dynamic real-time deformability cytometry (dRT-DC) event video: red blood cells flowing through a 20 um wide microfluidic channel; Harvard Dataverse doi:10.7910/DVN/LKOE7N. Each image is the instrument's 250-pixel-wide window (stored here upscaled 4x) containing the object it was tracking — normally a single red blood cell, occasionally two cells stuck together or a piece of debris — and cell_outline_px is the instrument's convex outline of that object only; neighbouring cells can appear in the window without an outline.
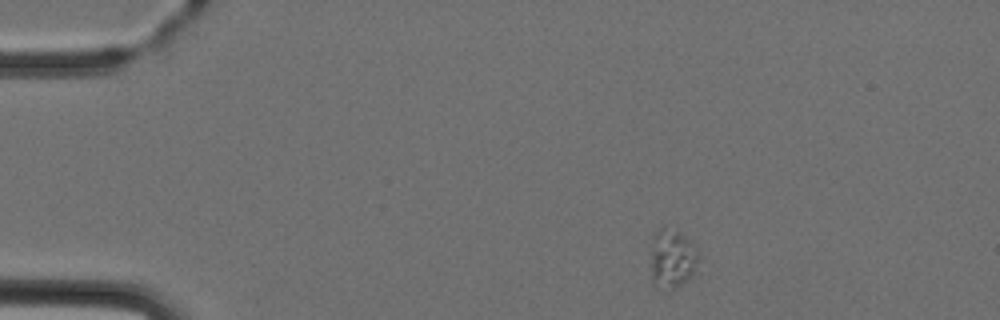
{"species": "Egyptian fruit bat (a non-hibernating species)", "species_latin": "Rousettus aegyptiacus", "temperature_condition": "cold", "stored_images_in_passage": 2, "camera_frame_rate_fps": 3000, "um_per_image_px": 0.085, "animal": {"sex": "female"}, "frame": {"image": 1, "passage_image": 1, "time_ms": 0.0, "image_size_px": [1000, 320], "cell_outline_px": [[700, 260], [696, 272], [692, 276], [676, 288], [668, 292], [660, 292], [652, 284], [652, 232], [660, 228], [664, 228], [676, 232], [684, 236], [696, 248], [700, 256]], "centroid_in_image_um": [57.14, 22.08], "position_along_channel_um": 27.9, "area_um2": 16.88}}